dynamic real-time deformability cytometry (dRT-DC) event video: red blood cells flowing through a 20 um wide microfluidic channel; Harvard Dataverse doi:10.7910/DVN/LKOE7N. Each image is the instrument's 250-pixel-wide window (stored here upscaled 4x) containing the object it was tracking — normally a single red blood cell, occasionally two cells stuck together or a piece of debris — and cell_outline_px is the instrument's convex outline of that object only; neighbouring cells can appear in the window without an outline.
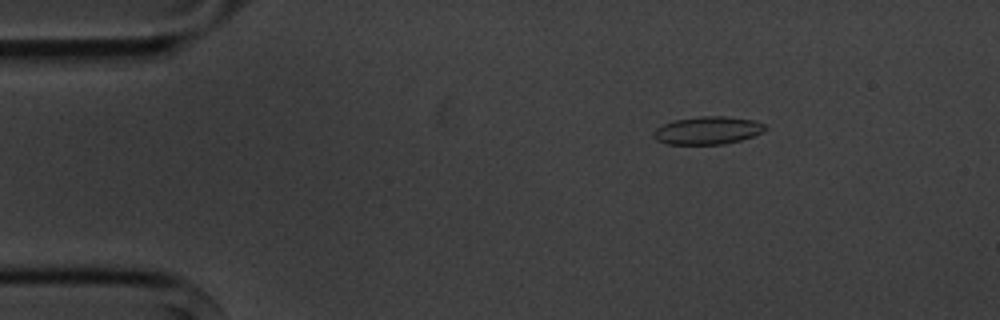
{"species": "common noctule bat (a hibernating species)", "species_latin": "Nyctalus noctula", "temperature_condition": "cold", "stored_images_in_passage": 7, "camera_frame_rate_fps": 3000, "um_per_image_px": 0.085, "animal": {"sex": "male", "body_mass_g": 20.1, "forearm_length_mm": 53.5}, "frame": {"image": 1, "passage_image": 3, "time_ms": 2.333, "image_size_px": [1000, 320], "cell_outline_px": [[764, 132], [740, 140], [724, 144], [668, 144], [656, 140], [652, 136], [652, 132], [656, 128], [664, 124], [676, 120], [700, 116], [724, 116], [752, 120], [764, 124]], "centroid_in_image_um": [60.11, 11.09], "position_along_channel_um": 24.9, "area_um2": 17.92}}
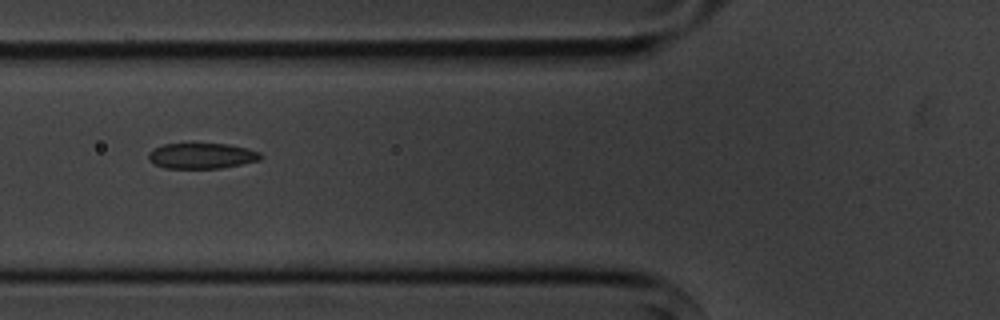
{"frame": {"image": 2, "passage_image": 6, "time_ms": 6.333, "image_size_px": [1000, 320], "cell_outline_px": [[264, 156], [260, 160], [220, 168], [164, 168], [152, 164], [148, 160], [148, 152], [152, 148], [164, 144], [228, 144], [248, 148], [260, 152]], "centroid_in_image_um": [17.12, 13.24], "position_along_channel_um": 108.7, "area_um2": 16.88}}
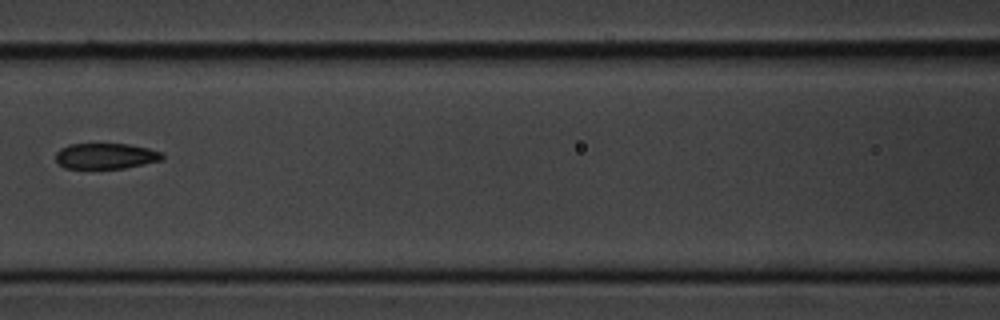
{"frame": {"image": 3, "passage_image": 7, "time_ms": 7.667, "image_size_px": [1000, 320], "cell_outline_px": [[164, 160], [124, 168], [64, 168], [56, 160], [56, 152], [60, 148], [68, 144], [128, 144], [148, 148], [160, 152], [164, 156]], "centroid_in_image_um": [8.99, 13.26], "position_along_channel_um": 157.6, "area_um2": 15.95}}